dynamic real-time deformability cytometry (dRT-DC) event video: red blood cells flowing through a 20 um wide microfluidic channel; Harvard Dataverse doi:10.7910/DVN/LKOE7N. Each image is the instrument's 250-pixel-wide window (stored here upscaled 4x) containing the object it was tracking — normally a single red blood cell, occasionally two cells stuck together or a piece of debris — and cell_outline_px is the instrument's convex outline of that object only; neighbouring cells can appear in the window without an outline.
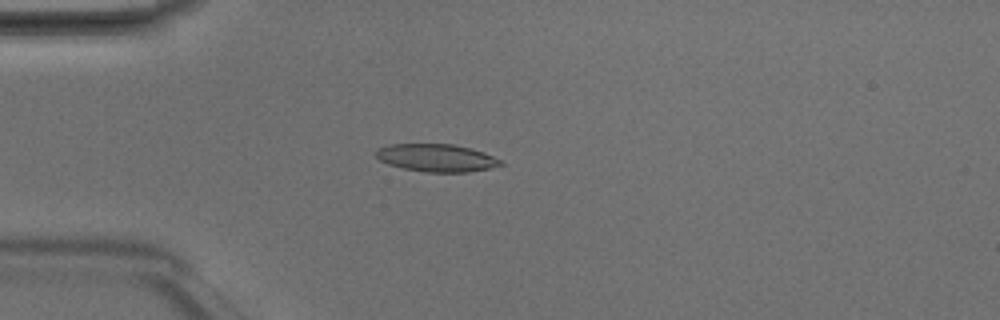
{"species": "Egyptian fruit bat (a non-hibernating species)", "species_latin": "Rousettus aegyptiacus", "temperature_condition": "room temperature", "stored_images_in_passage": 38, "camera_frame_rate_fps": 3000, "um_per_image_px": 0.085, "animal": {"sex": "male"}, "frame": {"image": 1, "passage_image": 3, "time_ms": 0.667, "image_size_px": [1000, 320], "cell_outline_px": [[504, 164], [488, 168], [468, 172], [424, 172], [404, 168], [388, 164], [380, 160], [376, 156], [376, 148], [388, 144], [452, 144], [472, 148], [484, 152], [504, 160]], "centroid_in_image_um": [37.12, 13.41], "position_along_channel_um": 47.9, "area_um2": 20.23}}
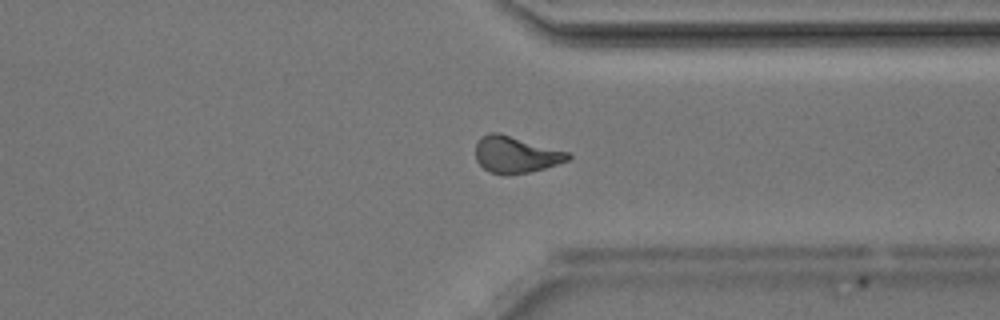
{"frame": {"image": 2, "passage_image": 27, "time_ms": 8.667, "image_size_px": [1000, 320], "cell_outline_px": [[572, 156], [568, 160], [544, 168], [528, 172], [492, 172], [484, 168], [476, 160], [476, 140], [480, 136], [488, 132], [500, 132], [568, 152]], "centroid_in_image_um": [43.81, 13.08], "position_along_channel_um": 367.6, "area_um2": 19.31}}
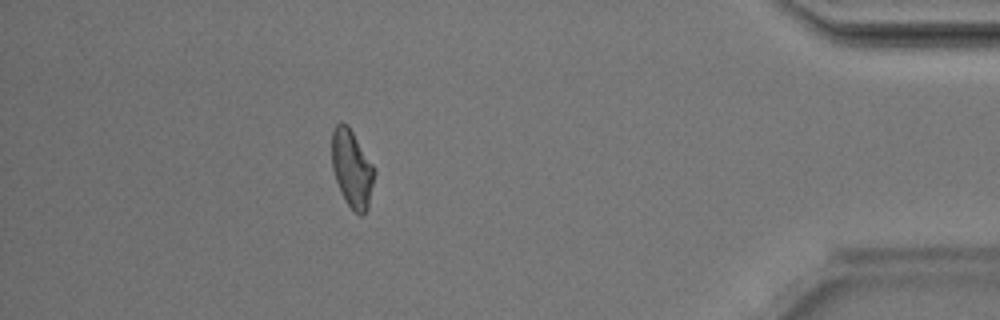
{"frame": {"image": 3, "passage_image": 33, "time_ms": 10.667, "image_size_px": [1000, 320], "cell_outline_px": [[376, 172], [368, 208], [360, 216], [348, 204], [340, 192], [332, 168], [332, 132], [336, 124], [340, 120], [348, 124], [376, 168]], "centroid_in_image_um": [29.93, 14.29], "position_along_channel_um": 405.3, "area_um2": 19.48}, "authors_computed_cell_mechanics": {"area_um2": 19.6231, "velocity_mm_per_s": 4.1868, "shape_relaxation_time_tau1_ms": 10.512, "shape_relaxation_time_tau2_ms": 3.0818, "deformation_change_tau1": 0.2351, "deformation_change_tau2": 0.1088}}